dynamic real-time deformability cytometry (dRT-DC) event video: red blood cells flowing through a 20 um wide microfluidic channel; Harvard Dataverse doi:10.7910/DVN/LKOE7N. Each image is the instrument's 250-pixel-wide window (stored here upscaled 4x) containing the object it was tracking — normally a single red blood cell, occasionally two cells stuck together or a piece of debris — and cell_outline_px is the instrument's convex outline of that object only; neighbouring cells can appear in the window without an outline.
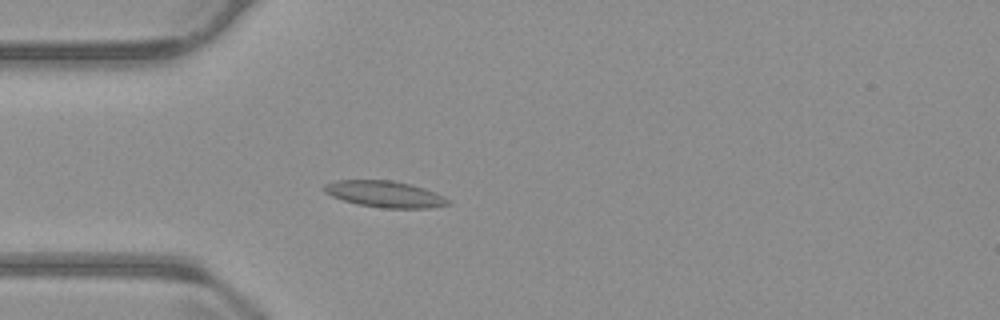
{"species": "common noctule bat (a hibernating species)", "species_latin": "Nyctalus noctula", "temperature_condition": "warm", "stored_images_in_passage": 56, "camera_frame_rate_fps": 3000, "um_per_image_px": 0.085, "animal": {"sex": "male", "body_mass_g": 23.1, "forearm_length_mm": 52.7}, "frame": {"image": 1, "passage_image": 16, "time_ms": 5.0, "image_size_px": [1000, 320], "cell_outline_px": [[452, 204], [428, 208], [384, 208], [356, 204], [332, 196], [324, 192], [320, 188], [324, 184], [336, 180], [392, 180], [424, 188], [436, 192], [452, 200]], "centroid_in_image_um": [32.72, 16.5], "position_along_channel_um": 52.3, "area_um2": 19.25}}
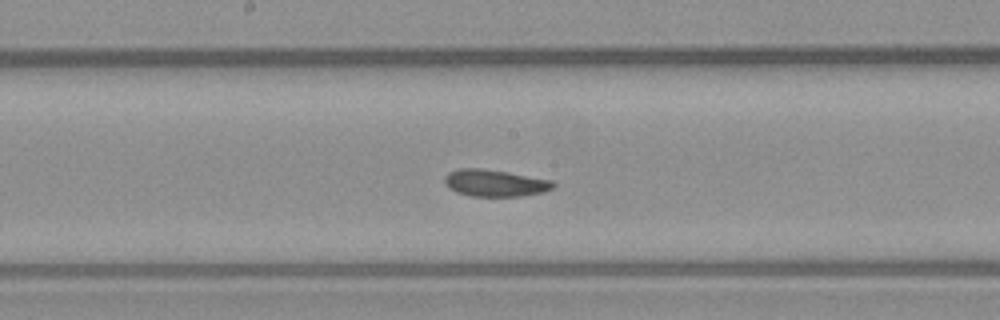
{"frame": {"image": 2, "passage_image": 29, "time_ms": 9.333, "image_size_px": [1000, 320], "cell_outline_px": [[556, 184], [552, 188], [544, 192], [520, 196], [472, 196], [456, 192], [448, 188], [444, 184], [444, 176], [448, 172], [460, 168], [480, 168], [552, 180]], "centroid_in_image_um": [42.02, 15.56], "position_along_channel_um": 206.2, "area_um2": 16.94}}
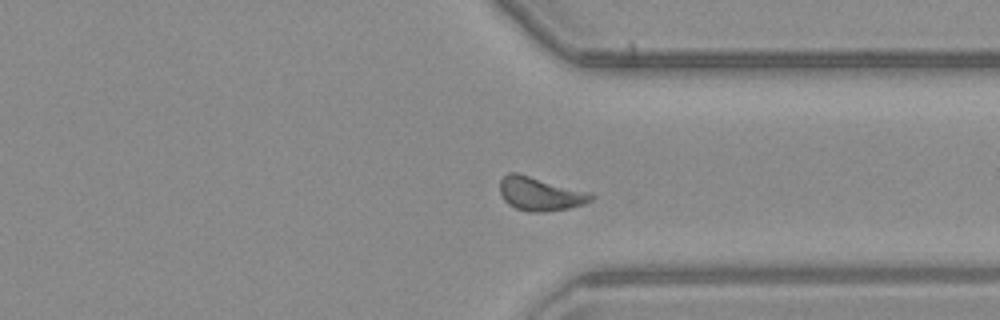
{"frame": {"image": 3, "passage_image": 42, "time_ms": 13.667, "image_size_px": [1000, 320], "cell_outline_px": [[596, 196], [592, 200], [584, 204], [568, 208], [544, 212], [528, 212], [516, 208], [508, 204], [504, 200], [500, 192], [500, 180], [508, 172], [516, 172], [592, 192]], "centroid_in_image_um": [45.94, 16.47], "position_along_channel_um": 365.5, "area_um2": 18.09}, "authors_computed_cell_mechanics": {"area_um2": 17.2533, "velocity_mm_per_s": 3.6975, "shape_relaxation_time_tau1_ms": null, "shape_relaxation_time_tau2_ms": 2.653, "deformation_change_tau1": null, "deformation_change_tau2": 0.0892}}